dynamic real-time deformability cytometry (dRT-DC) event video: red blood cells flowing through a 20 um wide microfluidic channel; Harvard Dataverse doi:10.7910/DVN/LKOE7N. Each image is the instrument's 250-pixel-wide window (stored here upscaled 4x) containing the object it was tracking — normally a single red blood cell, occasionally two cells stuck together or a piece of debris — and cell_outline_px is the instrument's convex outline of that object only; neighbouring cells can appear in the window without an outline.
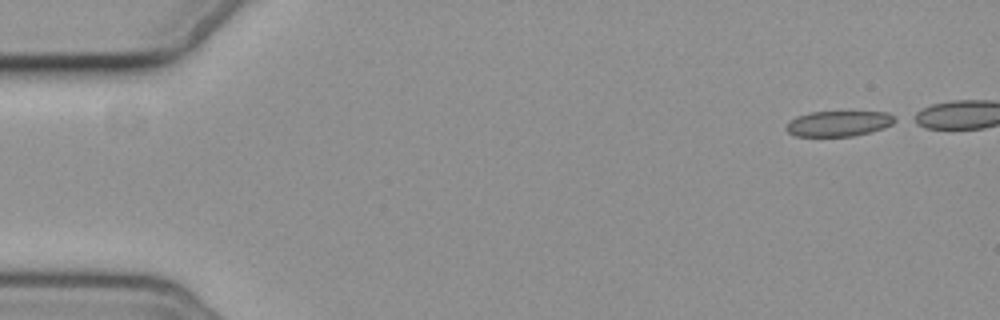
{"species": "common noctule bat (a hibernating species)", "species_latin": "Nyctalus noctula", "temperature_condition": "cold", "stored_images_in_passage": 5, "camera_frame_rate_fps": 3000, "um_per_image_px": 0.085, "animal": {"sex": "female", "body_mass_g": 19.3, "forearm_length_mm": 54.1}, "frame": {"image": 1, "passage_image": 1, "time_ms": 0.0, "image_size_px": [1000, 320], "cell_outline_px": [[900, 120], [884, 128], [852, 136], [796, 136], [788, 132], [784, 128], [796, 116], [812, 112], [888, 112], [896, 116]], "centroid_in_image_um": [71.34, 10.49], "position_along_channel_um": 13.7, "area_um2": 16.13}}